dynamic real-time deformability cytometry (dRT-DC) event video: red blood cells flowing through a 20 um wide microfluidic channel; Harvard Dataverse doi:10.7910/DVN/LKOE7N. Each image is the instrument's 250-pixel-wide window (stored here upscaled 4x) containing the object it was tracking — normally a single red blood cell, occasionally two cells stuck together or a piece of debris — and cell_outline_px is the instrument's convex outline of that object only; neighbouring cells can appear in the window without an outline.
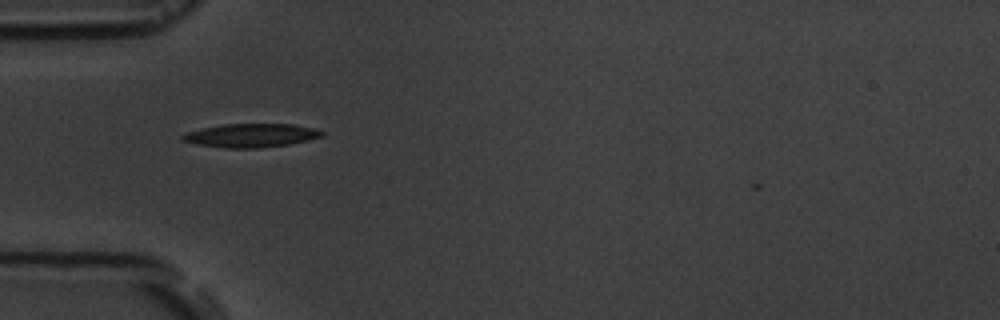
{"species": "common noctule bat (a hibernating species)", "species_latin": "Nyctalus noctula", "temperature_condition": "room temperature", "stored_images_in_passage": 2, "camera_frame_rate_fps": 3000, "um_per_image_px": 0.085, "animal": {"sex": "male", "body_mass_g": 19.5, "forearm_length_mm": 54.6}, "frame": {"image": 1, "passage_image": 1, "time_ms": 0.0, "image_size_px": [1000, 320], "cell_outline_px": [[324, 136], [308, 140], [288, 144], [260, 148], [224, 148], [196, 144], [180, 140], [180, 136], [188, 132], [200, 128], [224, 124], [292, 124], [316, 128], [324, 132]], "centroid_in_image_um": [21.33, 11.51], "position_along_channel_um": 63.7, "area_um2": 19.31}}
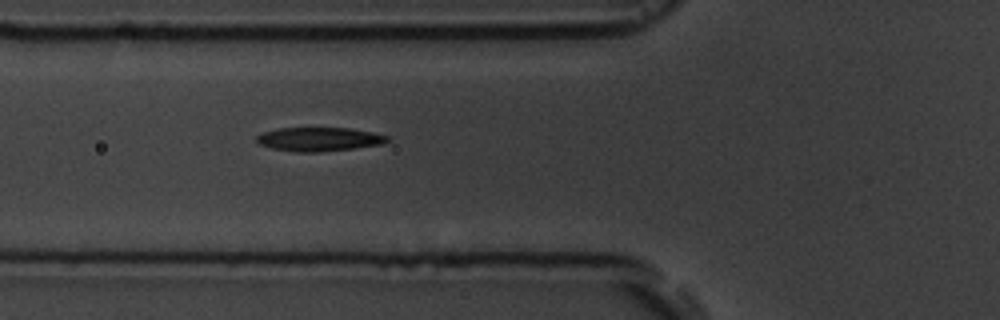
{"frame": {"image": 2, "passage_image": 2, "time_ms": 1.0, "image_size_px": [1000, 320], "cell_outline_px": [[392, 140], [384, 144], [356, 148], [320, 152], [296, 152], [272, 148], [260, 144], [256, 140], [256, 136], [264, 132], [280, 128], [348, 128], [372, 132], [388, 136]], "centroid_in_image_um": [27.18, 11.84], "position_along_channel_um": 98.6, "area_um2": 18.21}}